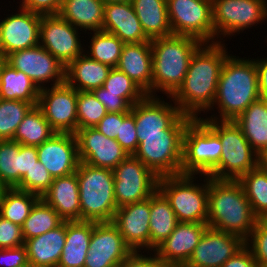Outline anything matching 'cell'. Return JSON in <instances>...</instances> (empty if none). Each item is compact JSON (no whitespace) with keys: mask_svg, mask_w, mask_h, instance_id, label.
Wrapping results in <instances>:
<instances>
[{"mask_svg":"<svg viewBox=\"0 0 267 267\" xmlns=\"http://www.w3.org/2000/svg\"><path fill=\"white\" fill-rule=\"evenodd\" d=\"M152 67L151 41L123 45L116 68L124 72L148 96H152Z\"/></svg>","mask_w":267,"mask_h":267,"instance_id":"d4e9b609","label":"cell"},{"mask_svg":"<svg viewBox=\"0 0 267 267\" xmlns=\"http://www.w3.org/2000/svg\"><path fill=\"white\" fill-rule=\"evenodd\" d=\"M207 228V223L178 222L173 232L153 252L169 267H183Z\"/></svg>","mask_w":267,"mask_h":267,"instance_id":"603a6c76","label":"cell"},{"mask_svg":"<svg viewBox=\"0 0 267 267\" xmlns=\"http://www.w3.org/2000/svg\"><path fill=\"white\" fill-rule=\"evenodd\" d=\"M64 221H81L77 174L53 178L48 191L41 197Z\"/></svg>","mask_w":267,"mask_h":267,"instance_id":"484cf974","label":"cell"},{"mask_svg":"<svg viewBox=\"0 0 267 267\" xmlns=\"http://www.w3.org/2000/svg\"><path fill=\"white\" fill-rule=\"evenodd\" d=\"M260 99L258 74L254 59L230 54L223 63L215 99L208 110L218 112L201 119L234 121L253 102ZM215 106V108H214ZM217 106V107H216Z\"/></svg>","mask_w":267,"mask_h":267,"instance_id":"7a4b0ae2","label":"cell"},{"mask_svg":"<svg viewBox=\"0 0 267 267\" xmlns=\"http://www.w3.org/2000/svg\"><path fill=\"white\" fill-rule=\"evenodd\" d=\"M39 196L16 188H4L0 193V216L22 226Z\"/></svg>","mask_w":267,"mask_h":267,"instance_id":"d590c367","label":"cell"},{"mask_svg":"<svg viewBox=\"0 0 267 267\" xmlns=\"http://www.w3.org/2000/svg\"><path fill=\"white\" fill-rule=\"evenodd\" d=\"M20 183V143L0 140V184L15 188Z\"/></svg>","mask_w":267,"mask_h":267,"instance_id":"ab89813d","label":"cell"},{"mask_svg":"<svg viewBox=\"0 0 267 267\" xmlns=\"http://www.w3.org/2000/svg\"><path fill=\"white\" fill-rule=\"evenodd\" d=\"M234 122L257 154L267 147L266 100L260 98L253 102Z\"/></svg>","mask_w":267,"mask_h":267,"instance_id":"1f68e13d","label":"cell"},{"mask_svg":"<svg viewBox=\"0 0 267 267\" xmlns=\"http://www.w3.org/2000/svg\"><path fill=\"white\" fill-rule=\"evenodd\" d=\"M177 223L170 202L157 189L150 197L149 251H154L173 232Z\"/></svg>","mask_w":267,"mask_h":267,"instance_id":"d6a6232c","label":"cell"},{"mask_svg":"<svg viewBox=\"0 0 267 267\" xmlns=\"http://www.w3.org/2000/svg\"><path fill=\"white\" fill-rule=\"evenodd\" d=\"M136 131L133 113L123 112V122L115 139L129 155H134L139 145Z\"/></svg>","mask_w":267,"mask_h":267,"instance_id":"bcb514c9","label":"cell"},{"mask_svg":"<svg viewBox=\"0 0 267 267\" xmlns=\"http://www.w3.org/2000/svg\"><path fill=\"white\" fill-rule=\"evenodd\" d=\"M92 92L109 113L129 112L131 109V106L122 97H119L118 94L103 93L102 86L94 89Z\"/></svg>","mask_w":267,"mask_h":267,"instance_id":"681fc988","label":"cell"},{"mask_svg":"<svg viewBox=\"0 0 267 267\" xmlns=\"http://www.w3.org/2000/svg\"><path fill=\"white\" fill-rule=\"evenodd\" d=\"M66 239V221L56 229L24 241L32 266L57 267Z\"/></svg>","mask_w":267,"mask_h":267,"instance_id":"4316f807","label":"cell"},{"mask_svg":"<svg viewBox=\"0 0 267 267\" xmlns=\"http://www.w3.org/2000/svg\"><path fill=\"white\" fill-rule=\"evenodd\" d=\"M6 61V59H5V57H2L1 55H0V70H1V67H2V65H3V63Z\"/></svg>","mask_w":267,"mask_h":267,"instance_id":"94428289","label":"cell"},{"mask_svg":"<svg viewBox=\"0 0 267 267\" xmlns=\"http://www.w3.org/2000/svg\"><path fill=\"white\" fill-rule=\"evenodd\" d=\"M112 172L118 208L147 200L158 189L159 177L134 155H128Z\"/></svg>","mask_w":267,"mask_h":267,"instance_id":"7c38bea8","label":"cell"},{"mask_svg":"<svg viewBox=\"0 0 267 267\" xmlns=\"http://www.w3.org/2000/svg\"><path fill=\"white\" fill-rule=\"evenodd\" d=\"M212 12L215 43L267 21L264 0H212Z\"/></svg>","mask_w":267,"mask_h":267,"instance_id":"30bf717a","label":"cell"},{"mask_svg":"<svg viewBox=\"0 0 267 267\" xmlns=\"http://www.w3.org/2000/svg\"><path fill=\"white\" fill-rule=\"evenodd\" d=\"M258 74L260 98L267 101V57L254 59Z\"/></svg>","mask_w":267,"mask_h":267,"instance_id":"9f6ffc18","label":"cell"},{"mask_svg":"<svg viewBox=\"0 0 267 267\" xmlns=\"http://www.w3.org/2000/svg\"><path fill=\"white\" fill-rule=\"evenodd\" d=\"M198 177L199 180L204 179L198 183ZM158 190L170 202L178 222L207 223L208 175L196 177L194 174H180L160 177Z\"/></svg>","mask_w":267,"mask_h":267,"instance_id":"ba28073f","label":"cell"},{"mask_svg":"<svg viewBox=\"0 0 267 267\" xmlns=\"http://www.w3.org/2000/svg\"><path fill=\"white\" fill-rule=\"evenodd\" d=\"M39 94L40 89L25 73L6 61L3 63L0 70V99L22 100L36 106Z\"/></svg>","mask_w":267,"mask_h":267,"instance_id":"836d02e7","label":"cell"},{"mask_svg":"<svg viewBox=\"0 0 267 267\" xmlns=\"http://www.w3.org/2000/svg\"><path fill=\"white\" fill-rule=\"evenodd\" d=\"M17 11L0 19V55L5 58L10 53L39 45L42 16L19 7Z\"/></svg>","mask_w":267,"mask_h":267,"instance_id":"2e32d148","label":"cell"},{"mask_svg":"<svg viewBox=\"0 0 267 267\" xmlns=\"http://www.w3.org/2000/svg\"><path fill=\"white\" fill-rule=\"evenodd\" d=\"M107 110L91 91H78L77 130L95 127L107 114Z\"/></svg>","mask_w":267,"mask_h":267,"instance_id":"7bdbcfd3","label":"cell"},{"mask_svg":"<svg viewBox=\"0 0 267 267\" xmlns=\"http://www.w3.org/2000/svg\"><path fill=\"white\" fill-rule=\"evenodd\" d=\"M78 91L66 82L40 89L37 106L57 133L77 131Z\"/></svg>","mask_w":267,"mask_h":267,"instance_id":"9a60e30c","label":"cell"},{"mask_svg":"<svg viewBox=\"0 0 267 267\" xmlns=\"http://www.w3.org/2000/svg\"><path fill=\"white\" fill-rule=\"evenodd\" d=\"M168 98L170 102H166L163 96L147 95L131 107L137 136L164 135V130L170 129L184 115L172 98Z\"/></svg>","mask_w":267,"mask_h":267,"instance_id":"ac0fdd59","label":"cell"},{"mask_svg":"<svg viewBox=\"0 0 267 267\" xmlns=\"http://www.w3.org/2000/svg\"><path fill=\"white\" fill-rule=\"evenodd\" d=\"M257 166L267 172V147L263 149L257 156Z\"/></svg>","mask_w":267,"mask_h":267,"instance_id":"6f0895ef","label":"cell"},{"mask_svg":"<svg viewBox=\"0 0 267 267\" xmlns=\"http://www.w3.org/2000/svg\"><path fill=\"white\" fill-rule=\"evenodd\" d=\"M238 181L244 189L254 214L260 218L267 212V172L257 166Z\"/></svg>","mask_w":267,"mask_h":267,"instance_id":"f35d334b","label":"cell"},{"mask_svg":"<svg viewBox=\"0 0 267 267\" xmlns=\"http://www.w3.org/2000/svg\"><path fill=\"white\" fill-rule=\"evenodd\" d=\"M75 136L79 159L90 166L113 170L129 155L116 139L106 137L95 127L78 129Z\"/></svg>","mask_w":267,"mask_h":267,"instance_id":"d6986e66","label":"cell"},{"mask_svg":"<svg viewBox=\"0 0 267 267\" xmlns=\"http://www.w3.org/2000/svg\"><path fill=\"white\" fill-rule=\"evenodd\" d=\"M167 8L173 35L215 43L212 0H167Z\"/></svg>","mask_w":267,"mask_h":267,"instance_id":"8fae6325","label":"cell"},{"mask_svg":"<svg viewBox=\"0 0 267 267\" xmlns=\"http://www.w3.org/2000/svg\"><path fill=\"white\" fill-rule=\"evenodd\" d=\"M259 221L267 227V212L259 218Z\"/></svg>","mask_w":267,"mask_h":267,"instance_id":"680465c9","label":"cell"},{"mask_svg":"<svg viewBox=\"0 0 267 267\" xmlns=\"http://www.w3.org/2000/svg\"><path fill=\"white\" fill-rule=\"evenodd\" d=\"M141 251L132 252L119 267H169L165 263H163L152 251L146 252V254Z\"/></svg>","mask_w":267,"mask_h":267,"instance_id":"816d5d0a","label":"cell"},{"mask_svg":"<svg viewBox=\"0 0 267 267\" xmlns=\"http://www.w3.org/2000/svg\"><path fill=\"white\" fill-rule=\"evenodd\" d=\"M90 33L89 46L86 50L84 47V53L93 60L106 64L111 68H116L121 56L124 43L114 34L106 31H93ZM92 34V35H91Z\"/></svg>","mask_w":267,"mask_h":267,"instance_id":"8d00e7d4","label":"cell"},{"mask_svg":"<svg viewBox=\"0 0 267 267\" xmlns=\"http://www.w3.org/2000/svg\"><path fill=\"white\" fill-rule=\"evenodd\" d=\"M53 177L38 160L30 172H27L21 182L15 187L18 190L30 192L40 198L48 191Z\"/></svg>","mask_w":267,"mask_h":267,"instance_id":"ee69618b","label":"cell"},{"mask_svg":"<svg viewBox=\"0 0 267 267\" xmlns=\"http://www.w3.org/2000/svg\"><path fill=\"white\" fill-rule=\"evenodd\" d=\"M131 253L112 222L96 223L84 267H119Z\"/></svg>","mask_w":267,"mask_h":267,"instance_id":"e0dca14e","label":"cell"},{"mask_svg":"<svg viewBox=\"0 0 267 267\" xmlns=\"http://www.w3.org/2000/svg\"><path fill=\"white\" fill-rule=\"evenodd\" d=\"M131 3L143 31L150 40L173 35L167 0H132Z\"/></svg>","mask_w":267,"mask_h":267,"instance_id":"4dcf8cb0","label":"cell"},{"mask_svg":"<svg viewBox=\"0 0 267 267\" xmlns=\"http://www.w3.org/2000/svg\"><path fill=\"white\" fill-rule=\"evenodd\" d=\"M150 198L118 208L112 223L132 252H149Z\"/></svg>","mask_w":267,"mask_h":267,"instance_id":"7402d4cb","label":"cell"},{"mask_svg":"<svg viewBox=\"0 0 267 267\" xmlns=\"http://www.w3.org/2000/svg\"><path fill=\"white\" fill-rule=\"evenodd\" d=\"M19 8L44 15L59 14L63 0H20Z\"/></svg>","mask_w":267,"mask_h":267,"instance_id":"c3c4849f","label":"cell"},{"mask_svg":"<svg viewBox=\"0 0 267 267\" xmlns=\"http://www.w3.org/2000/svg\"><path fill=\"white\" fill-rule=\"evenodd\" d=\"M104 3L109 2H132V0H102Z\"/></svg>","mask_w":267,"mask_h":267,"instance_id":"91938a15","label":"cell"},{"mask_svg":"<svg viewBox=\"0 0 267 267\" xmlns=\"http://www.w3.org/2000/svg\"><path fill=\"white\" fill-rule=\"evenodd\" d=\"M219 136L201 119L193 118L183 136L181 174L207 175L220 161Z\"/></svg>","mask_w":267,"mask_h":267,"instance_id":"9c48e42d","label":"cell"},{"mask_svg":"<svg viewBox=\"0 0 267 267\" xmlns=\"http://www.w3.org/2000/svg\"><path fill=\"white\" fill-rule=\"evenodd\" d=\"M244 246L242 237L208 227L183 267H221Z\"/></svg>","mask_w":267,"mask_h":267,"instance_id":"ffe728a7","label":"cell"},{"mask_svg":"<svg viewBox=\"0 0 267 267\" xmlns=\"http://www.w3.org/2000/svg\"><path fill=\"white\" fill-rule=\"evenodd\" d=\"M258 221L238 180L208 176V227L246 240Z\"/></svg>","mask_w":267,"mask_h":267,"instance_id":"3957f363","label":"cell"},{"mask_svg":"<svg viewBox=\"0 0 267 267\" xmlns=\"http://www.w3.org/2000/svg\"><path fill=\"white\" fill-rule=\"evenodd\" d=\"M59 14L44 15L40 23L39 44L64 67L84 53L81 32Z\"/></svg>","mask_w":267,"mask_h":267,"instance_id":"4fadbf2b","label":"cell"},{"mask_svg":"<svg viewBox=\"0 0 267 267\" xmlns=\"http://www.w3.org/2000/svg\"><path fill=\"white\" fill-rule=\"evenodd\" d=\"M76 174L81 221L112 222L118 209L112 170L93 167L80 161Z\"/></svg>","mask_w":267,"mask_h":267,"instance_id":"5b68a950","label":"cell"},{"mask_svg":"<svg viewBox=\"0 0 267 267\" xmlns=\"http://www.w3.org/2000/svg\"><path fill=\"white\" fill-rule=\"evenodd\" d=\"M27 264L29 261L24 245L0 249V267H21Z\"/></svg>","mask_w":267,"mask_h":267,"instance_id":"f907efd6","label":"cell"},{"mask_svg":"<svg viewBox=\"0 0 267 267\" xmlns=\"http://www.w3.org/2000/svg\"><path fill=\"white\" fill-rule=\"evenodd\" d=\"M103 93L118 94L131 107L143 100L147 94L124 72L117 68H112L103 83Z\"/></svg>","mask_w":267,"mask_h":267,"instance_id":"b9f144b4","label":"cell"},{"mask_svg":"<svg viewBox=\"0 0 267 267\" xmlns=\"http://www.w3.org/2000/svg\"><path fill=\"white\" fill-rule=\"evenodd\" d=\"M104 2L102 0H63L59 15L71 25L87 33L103 30Z\"/></svg>","mask_w":267,"mask_h":267,"instance_id":"f546056e","label":"cell"},{"mask_svg":"<svg viewBox=\"0 0 267 267\" xmlns=\"http://www.w3.org/2000/svg\"><path fill=\"white\" fill-rule=\"evenodd\" d=\"M3 189H4L3 186L0 184V193L2 192Z\"/></svg>","mask_w":267,"mask_h":267,"instance_id":"be15d7a7","label":"cell"},{"mask_svg":"<svg viewBox=\"0 0 267 267\" xmlns=\"http://www.w3.org/2000/svg\"><path fill=\"white\" fill-rule=\"evenodd\" d=\"M32 107L26 101L0 99V140H13L17 127Z\"/></svg>","mask_w":267,"mask_h":267,"instance_id":"60d3db41","label":"cell"},{"mask_svg":"<svg viewBox=\"0 0 267 267\" xmlns=\"http://www.w3.org/2000/svg\"><path fill=\"white\" fill-rule=\"evenodd\" d=\"M192 119L184 114L170 129L164 130V135L137 136L139 145L134 156L159 178L180 175L183 136Z\"/></svg>","mask_w":267,"mask_h":267,"instance_id":"8992f818","label":"cell"},{"mask_svg":"<svg viewBox=\"0 0 267 267\" xmlns=\"http://www.w3.org/2000/svg\"><path fill=\"white\" fill-rule=\"evenodd\" d=\"M227 50L224 42L202 43L193 53L182 85L171 96L183 114L200 118L202 112L208 113L223 63L230 55Z\"/></svg>","mask_w":267,"mask_h":267,"instance_id":"6da1fadb","label":"cell"},{"mask_svg":"<svg viewBox=\"0 0 267 267\" xmlns=\"http://www.w3.org/2000/svg\"><path fill=\"white\" fill-rule=\"evenodd\" d=\"M57 133L48 123L42 110L36 105L25 115L17 127L13 141L24 146H38Z\"/></svg>","mask_w":267,"mask_h":267,"instance_id":"e575fe53","label":"cell"},{"mask_svg":"<svg viewBox=\"0 0 267 267\" xmlns=\"http://www.w3.org/2000/svg\"><path fill=\"white\" fill-rule=\"evenodd\" d=\"M38 161L36 146L20 144V182L27 172H30Z\"/></svg>","mask_w":267,"mask_h":267,"instance_id":"db71d44e","label":"cell"},{"mask_svg":"<svg viewBox=\"0 0 267 267\" xmlns=\"http://www.w3.org/2000/svg\"><path fill=\"white\" fill-rule=\"evenodd\" d=\"M265 1V7H266V11H267V0H264Z\"/></svg>","mask_w":267,"mask_h":267,"instance_id":"e7e4bbea","label":"cell"},{"mask_svg":"<svg viewBox=\"0 0 267 267\" xmlns=\"http://www.w3.org/2000/svg\"><path fill=\"white\" fill-rule=\"evenodd\" d=\"M221 267H258L252 252L245 245L235 255L229 258Z\"/></svg>","mask_w":267,"mask_h":267,"instance_id":"11a10c76","label":"cell"},{"mask_svg":"<svg viewBox=\"0 0 267 267\" xmlns=\"http://www.w3.org/2000/svg\"><path fill=\"white\" fill-rule=\"evenodd\" d=\"M103 31L114 34L124 44L151 41L143 31L131 2L104 4Z\"/></svg>","mask_w":267,"mask_h":267,"instance_id":"cb8c5ba5","label":"cell"},{"mask_svg":"<svg viewBox=\"0 0 267 267\" xmlns=\"http://www.w3.org/2000/svg\"><path fill=\"white\" fill-rule=\"evenodd\" d=\"M111 69L83 53L65 67V82L76 91L92 92L103 86Z\"/></svg>","mask_w":267,"mask_h":267,"instance_id":"83f0119b","label":"cell"},{"mask_svg":"<svg viewBox=\"0 0 267 267\" xmlns=\"http://www.w3.org/2000/svg\"><path fill=\"white\" fill-rule=\"evenodd\" d=\"M38 160L53 178L76 172L80 163L75 134L55 133L50 139L36 146Z\"/></svg>","mask_w":267,"mask_h":267,"instance_id":"44dd1931","label":"cell"},{"mask_svg":"<svg viewBox=\"0 0 267 267\" xmlns=\"http://www.w3.org/2000/svg\"><path fill=\"white\" fill-rule=\"evenodd\" d=\"M97 222L66 221V239L57 267H84L92 230Z\"/></svg>","mask_w":267,"mask_h":267,"instance_id":"f1b7e54d","label":"cell"},{"mask_svg":"<svg viewBox=\"0 0 267 267\" xmlns=\"http://www.w3.org/2000/svg\"><path fill=\"white\" fill-rule=\"evenodd\" d=\"M202 120L219 136L222 143L220 161L207 174L209 177L219 180H239L257 167L258 154L234 121Z\"/></svg>","mask_w":267,"mask_h":267,"instance_id":"52a82bcc","label":"cell"},{"mask_svg":"<svg viewBox=\"0 0 267 267\" xmlns=\"http://www.w3.org/2000/svg\"><path fill=\"white\" fill-rule=\"evenodd\" d=\"M21 267H32V265L29 263V264L21 266Z\"/></svg>","mask_w":267,"mask_h":267,"instance_id":"6125c7cd","label":"cell"},{"mask_svg":"<svg viewBox=\"0 0 267 267\" xmlns=\"http://www.w3.org/2000/svg\"><path fill=\"white\" fill-rule=\"evenodd\" d=\"M202 44L191 36L171 35L151 40L152 96L161 92L171 97L182 85L191 56Z\"/></svg>","mask_w":267,"mask_h":267,"instance_id":"277c9868","label":"cell"},{"mask_svg":"<svg viewBox=\"0 0 267 267\" xmlns=\"http://www.w3.org/2000/svg\"><path fill=\"white\" fill-rule=\"evenodd\" d=\"M123 122V113H107L95 128L108 138L115 139Z\"/></svg>","mask_w":267,"mask_h":267,"instance_id":"f5cc1de1","label":"cell"},{"mask_svg":"<svg viewBox=\"0 0 267 267\" xmlns=\"http://www.w3.org/2000/svg\"><path fill=\"white\" fill-rule=\"evenodd\" d=\"M6 62L25 73L39 88L65 82V67L40 44L10 53ZM47 85V86H46Z\"/></svg>","mask_w":267,"mask_h":267,"instance_id":"5bb4252c","label":"cell"},{"mask_svg":"<svg viewBox=\"0 0 267 267\" xmlns=\"http://www.w3.org/2000/svg\"><path fill=\"white\" fill-rule=\"evenodd\" d=\"M258 267H267V227L260 221L256 223L250 236L245 240Z\"/></svg>","mask_w":267,"mask_h":267,"instance_id":"f6af8a7d","label":"cell"},{"mask_svg":"<svg viewBox=\"0 0 267 267\" xmlns=\"http://www.w3.org/2000/svg\"><path fill=\"white\" fill-rule=\"evenodd\" d=\"M24 245L22 227L0 216V249Z\"/></svg>","mask_w":267,"mask_h":267,"instance_id":"7dc6e473","label":"cell"},{"mask_svg":"<svg viewBox=\"0 0 267 267\" xmlns=\"http://www.w3.org/2000/svg\"><path fill=\"white\" fill-rule=\"evenodd\" d=\"M63 222L57 212L40 198L21 226L24 241L56 229Z\"/></svg>","mask_w":267,"mask_h":267,"instance_id":"74e56055","label":"cell"}]
</instances>
